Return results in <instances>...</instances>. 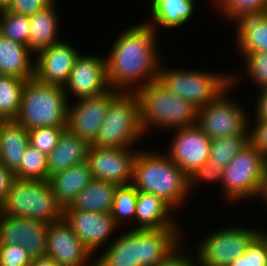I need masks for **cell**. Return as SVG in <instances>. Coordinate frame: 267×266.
<instances>
[{"mask_svg": "<svg viewBox=\"0 0 267 266\" xmlns=\"http://www.w3.org/2000/svg\"><path fill=\"white\" fill-rule=\"evenodd\" d=\"M156 31L150 25L141 23L119 35L106 58L111 89L135 92L157 80L161 62L155 47Z\"/></svg>", "mask_w": 267, "mask_h": 266, "instance_id": "6da1fadb", "label": "cell"}, {"mask_svg": "<svg viewBox=\"0 0 267 266\" xmlns=\"http://www.w3.org/2000/svg\"><path fill=\"white\" fill-rule=\"evenodd\" d=\"M178 231L131 229L108 245L95 260V266H156L179 250L181 233Z\"/></svg>", "mask_w": 267, "mask_h": 266, "instance_id": "7a4b0ae2", "label": "cell"}, {"mask_svg": "<svg viewBox=\"0 0 267 266\" xmlns=\"http://www.w3.org/2000/svg\"><path fill=\"white\" fill-rule=\"evenodd\" d=\"M137 191L161 197L173 210L188 198V175L167 155L139 151L131 183Z\"/></svg>", "mask_w": 267, "mask_h": 266, "instance_id": "3957f363", "label": "cell"}, {"mask_svg": "<svg viewBox=\"0 0 267 266\" xmlns=\"http://www.w3.org/2000/svg\"><path fill=\"white\" fill-rule=\"evenodd\" d=\"M67 96L63 86L29 79L24 85L20 111L15 120L28 131L41 127H67Z\"/></svg>", "mask_w": 267, "mask_h": 266, "instance_id": "277c9868", "label": "cell"}, {"mask_svg": "<svg viewBox=\"0 0 267 266\" xmlns=\"http://www.w3.org/2000/svg\"><path fill=\"white\" fill-rule=\"evenodd\" d=\"M139 102L141 130L152 125L163 128H183L197 123V108L168 89L158 80L135 91Z\"/></svg>", "mask_w": 267, "mask_h": 266, "instance_id": "5b68a950", "label": "cell"}, {"mask_svg": "<svg viewBox=\"0 0 267 266\" xmlns=\"http://www.w3.org/2000/svg\"><path fill=\"white\" fill-rule=\"evenodd\" d=\"M0 213L47 224L63 219V207L58 203L49 180L16 178L0 205Z\"/></svg>", "mask_w": 267, "mask_h": 266, "instance_id": "8992f818", "label": "cell"}, {"mask_svg": "<svg viewBox=\"0 0 267 266\" xmlns=\"http://www.w3.org/2000/svg\"><path fill=\"white\" fill-rule=\"evenodd\" d=\"M135 92H120L108 107L95 142L100 148H129L143 135Z\"/></svg>", "mask_w": 267, "mask_h": 266, "instance_id": "52a82bcc", "label": "cell"}, {"mask_svg": "<svg viewBox=\"0 0 267 266\" xmlns=\"http://www.w3.org/2000/svg\"><path fill=\"white\" fill-rule=\"evenodd\" d=\"M159 65L157 80L174 95L200 109L232 84V75L200 70L164 69Z\"/></svg>", "mask_w": 267, "mask_h": 266, "instance_id": "ba28073f", "label": "cell"}, {"mask_svg": "<svg viewBox=\"0 0 267 266\" xmlns=\"http://www.w3.org/2000/svg\"><path fill=\"white\" fill-rule=\"evenodd\" d=\"M267 159L249 141L224 168L222 189L230 201L258 197Z\"/></svg>", "mask_w": 267, "mask_h": 266, "instance_id": "9c48e42d", "label": "cell"}, {"mask_svg": "<svg viewBox=\"0 0 267 266\" xmlns=\"http://www.w3.org/2000/svg\"><path fill=\"white\" fill-rule=\"evenodd\" d=\"M237 78L232 76V84L216 99L203 108L197 110L196 125L212 140L231 135H249V119L239 105L227 97V90L236 83ZM236 80V81H235ZM239 105V106H238ZM245 112V113H244ZM248 120V121H247Z\"/></svg>", "mask_w": 267, "mask_h": 266, "instance_id": "30bf717a", "label": "cell"}, {"mask_svg": "<svg viewBox=\"0 0 267 266\" xmlns=\"http://www.w3.org/2000/svg\"><path fill=\"white\" fill-rule=\"evenodd\" d=\"M245 227H227L208 233L200 241L194 262L200 266H229L261 233Z\"/></svg>", "mask_w": 267, "mask_h": 266, "instance_id": "8fae6325", "label": "cell"}, {"mask_svg": "<svg viewBox=\"0 0 267 266\" xmlns=\"http://www.w3.org/2000/svg\"><path fill=\"white\" fill-rule=\"evenodd\" d=\"M110 89L97 96L77 100V104L68 105L67 129L92 145L103 124L110 102L119 94Z\"/></svg>", "mask_w": 267, "mask_h": 266, "instance_id": "7c38bea8", "label": "cell"}, {"mask_svg": "<svg viewBox=\"0 0 267 266\" xmlns=\"http://www.w3.org/2000/svg\"><path fill=\"white\" fill-rule=\"evenodd\" d=\"M129 148H100L90 145L87 162L94 180L110 182L118 186L130 185L133 165L138 154Z\"/></svg>", "mask_w": 267, "mask_h": 266, "instance_id": "4fadbf2b", "label": "cell"}, {"mask_svg": "<svg viewBox=\"0 0 267 266\" xmlns=\"http://www.w3.org/2000/svg\"><path fill=\"white\" fill-rule=\"evenodd\" d=\"M49 224L0 213V245L21 244L31 259L46 255Z\"/></svg>", "mask_w": 267, "mask_h": 266, "instance_id": "5bb4252c", "label": "cell"}, {"mask_svg": "<svg viewBox=\"0 0 267 266\" xmlns=\"http://www.w3.org/2000/svg\"><path fill=\"white\" fill-rule=\"evenodd\" d=\"M46 255L59 266H87L93 256L64 219L49 224ZM88 266H95V261Z\"/></svg>", "mask_w": 267, "mask_h": 266, "instance_id": "9a60e30c", "label": "cell"}, {"mask_svg": "<svg viewBox=\"0 0 267 266\" xmlns=\"http://www.w3.org/2000/svg\"><path fill=\"white\" fill-rule=\"evenodd\" d=\"M176 130L166 155L189 175L208 160L211 139L196 124Z\"/></svg>", "mask_w": 267, "mask_h": 266, "instance_id": "2e32d148", "label": "cell"}, {"mask_svg": "<svg viewBox=\"0 0 267 266\" xmlns=\"http://www.w3.org/2000/svg\"><path fill=\"white\" fill-rule=\"evenodd\" d=\"M63 87L65 92L70 90L77 100L97 96L110 90L106 58L79 55Z\"/></svg>", "mask_w": 267, "mask_h": 266, "instance_id": "e0dca14e", "label": "cell"}, {"mask_svg": "<svg viewBox=\"0 0 267 266\" xmlns=\"http://www.w3.org/2000/svg\"><path fill=\"white\" fill-rule=\"evenodd\" d=\"M63 219L92 255L117 228L108 213L63 210Z\"/></svg>", "mask_w": 267, "mask_h": 266, "instance_id": "ac0fdd59", "label": "cell"}, {"mask_svg": "<svg viewBox=\"0 0 267 266\" xmlns=\"http://www.w3.org/2000/svg\"><path fill=\"white\" fill-rule=\"evenodd\" d=\"M34 78L42 83L64 86L79 53L66 42H59L37 53Z\"/></svg>", "mask_w": 267, "mask_h": 266, "instance_id": "d6986e66", "label": "cell"}, {"mask_svg": "<svg viewBox=\"0 0 267 266\" xmlns=\"http://www.w3.org/2000/svg\"><path fill=\"white\" fill-rule=\"evenodd\" d=\"M172 209L161 197L138 191L135 219L139 225L134 230L178 229L176 222L170 218Z\"/></svg>", "mask_w": 267, "mask_h": 266, "instance_id": "ffe728a7", "label": "cell"}, {"mask_svg": "<svg viewBox=\"0 0 267 266\" xmlns=\"http://www.w3.org/2000/svg\"><path fill=\"white\" fill-rule=\"evenodd\" d=\"M90 145L70 132H62L56 147L48 155V180L55 173L87 161Z\"/></svg>", "mask_w": 267, "mask_h": 266, "instance_id": "44dd1931", "label": "cell"}, {"mask_svg": "<svg viewBox=\"0 0 267 266\" xmlns=\"http://www.w3.org/2000/svg\"><path fill=\"white\" fill-rule=\"evenodd\" d=\"M93 180L89 163L86 161L55 173L49 182L58 203L65 208L70 206L77 195Z\"/></svg>", "mask_w": 267, "mask_h": 266, "instance_id": "7402d4cb", "label": "cell"}, {"mask_svg": "<svg viewBox=\"0 0 267 266\" xmlns=\"http://www.w3.org/2000/svg\"><path fill=\"white\" fill-rule=\"evenodd\" d=\"M29 144V131L16 120H0V162L15 173Z\"/></svg>", "mask_w": 267, "mask_h": 266, "instance_id": "603a6c76", "label": "cell"}, {"mask_svg": "<svg viewBox=\"0 0 267 266\" xmlns=\"http://www.w3.org/2000/svg\"><path fill=\"white\" fill-rule=\"evenodd\" d=\"M28 46L0 35V75L29 80L34 78V63Z\"/></svg>", "mask_w": 267, "mask_h": 266, "instance_id": "cb8c5ba5", "label": "cell"}, {"mask_svg": "<svg viewBox=\"0 0 267 266\" xmlns=\"http://www.w3.org/2000/svg\"><path fill=\"white\" fill-rule=\"evenodd\" d=\"M54 0L46 8L29 16L30 19V36L28 47L31 52H38L51 47L61 41L56 37L58 34V17Z\"/></svg>", "mask_w": 267, "mask_h": 266, "instance_id": "d4e9b609", "label": "cell"}, {"mask_svg": "<svg viewBox=\"0 0 267 266\" xmlns=\"http://www.w3.org/2000/svg\"><path fill=\"white\" fill-rule=\"evenodd\" d=\"M118 185L101 180L91 181L63 210H78L110 214Z\"/></svg>", "mask_w": 267, "mask_h": 266, "instance_id": "484cf974", "label": "cell"}, {"mask_svg": "<svg viewBox=\"0 0 267 266\" xmlns=\"http://www.w3.org/2000/svg\"><path fill=\"white\" fill-rule=\"evenodd\" d=\"M236 23L237 47L243 57L256 51L267 52V13L246 16Z\"/></svg>", "mask_w": 267, "mask_h": 266, "instance_id": "4316f807", "label": "cell"}, {"mask_svg": "<svg viewBox=\"0 0 267 266\" xmlns=\"http://www.w3.org/2000/svg\"><path fill=\"white\" fill-rule=\"evenodd\" d=\"M194 9L193 0H152V20L156 25L146 22L154 30L157 26L175 28L187 22Z\"/></svg>", "mask_w": 267, "mask_h": 266, "instance_id": "83f0119b", "label": "cell"}, {"mask_svg": "<svg viewBox=\"0 0 267 266\" xmlns=\"http://www.w3.org/2000/svg\"><path fill=\"white\" fill-rule=\"evenodd\" d=\"M249 142V135H231L211 140L206 164L223 174L224 168Z\"/></svg>", "mask_w": 267, "mask_h": 266, "instance_id": "f1b7e54d", "label": "cell"}, {"mask_svg": "<svg viewBox=\"0 0 267 266\" xmlns=\"http://www.w3.org/2000/svg\"><path fill=\"white\" fill-rule=\"evenodd\" d=\"M26 81L18 77L0 75V120L17 118Z\"/></svg>", "mask_w": 267, "mask_h": 266, "instance_id": "f546056e", "label": "cell"}, {"mask_svg": "<svg viewBox=\"0 0 267 266\" xmlns=\"http://www.w3.org/2000/svg\"><path fill=\"white\" fill-rule=\"evenodd\" d=\"M15 178L29 180H48V156L28 144L23 153L20 168Z\"/></svg>", "mask_w": 267, "mask_h": 266, "instance_id": "4dcf8cb0", "label": "cell"}, {"mask_svg": "<svg viewBox=\"0 0 267 266\" xmlns=\"http://www.w3.org/2000/svg\"><path fill=\"white\" fill-rule=\"evenodd\" d=\"M0 35L28 46L30 36L29 16L0 9Z\"/></svg>", "mask_w": 267, "mask_h": 266, "instance_id": "1f68e13d", "label": "cell"}, {"mask_svg": "<svg viewBox=\"0 0 267 266\" xmlns=\"http://www.w3.org/2000/svg\"><path fill=\"white\" fill-rule=\"evenodd\" d=\"M217 4L221 14L234 21L267 13V0H219Z\"/></svg>", "mask_w": 267, "mask_h": 266, "instance_id": "d6a6232c", "label": "cell"}, {"mask_svg": "<svg viewBox=\"0 0 267 266\" xmlns=\"http://www.w3.org/2000/svg\"><path fill=\"white\" fill-rule=\"evenodd\" d=\"M137 194L138 191L132 184L117 187L110 213L117 226L124 218H135Z\"/></svg>", "mask_w": 267, "mask_h": 266, "instance_id": "836d02e7", "label": "cell"}, {"mask_svg": "<svg viewBox=\"0 0 267 266\" xmlns=\"http://www.w3.org/2000/svg\"><path fill=\"white\" fill-rule=\"evenodd\" d=\"M67 127H41L29 130V144L47 156L56 147Z\"/></svg>", "mask_w": 267, "mask_h": 266, "instance_id": "e575fe53", "label": "cell"}, {"mask_svg": "<svg viewBox=\"0 0 267 266\" xmlns=\"http://www.w3.org/2000/svg\"><path fill=\"white\" fill-rule=\"evenodd\" d=\"M249 78L259 89L267 87V52L256 51L244 56Z\"/></svg>", "mask_w": 267, "mask_h": 266, "instance_id": "d590c367", "label": "cell"}, {"mask_svg": "<svg viewBox=\"0 0 267 266\" xmlns=\"http://www.w3.org/2000/svg\"><path fill=\"white\" fill-rule=\"evenodd\" d=\"M31 260L21 244L0 245V266H29Z\"/></svg>", "mask_w": 267, "mask_h": 266, "instance_id": "8d00e7d4", "label": "cell"}, {"mask_svg": "<svg viewBox=\"0 0 267 266\" xmlns=\"http://www.w3.org/2000/svg\"><path fill=\"white\" fill-rule=\"evenodd\" d=\"M248 266H267V234L261 232L247 247Z\"/></svg>", "mask_w": 267, "mask_h": 266, "instance_id": "74e56055", "label": "cell"}, {"mask_svg": "<svg viewBox=\"0 0 267 266\" xmlns=\"http://www.w3.org/2000/svg\"><path fill=\"white\" fill-rule=\"evenodd\" d=\"M54 0H11L5 8L10 12L23 15H33L49 6Z\"/></svg>", "mask_w": 267, "mask_h": 266, "instance_id": "f35d334b", "label": "cell"}, {"mask_svg": "<svg viewBox=\"0 0 267 266\" xmlns=\"http://www.w3.org/2000/svg\"><path fill=\"white\" fill-rule=\"evenodd\" d=\"M254 129L249 128V141L267 159V120H256Z\"/></svg>", "mask_w": 267, "mask_h": 266, "instance_id": "ab89813d", "label": "cell"}, {"mask_svg": "<svg viewBox=\"0 0 267 266\" xmlns=\"http://www.w3.org/2000/svg\"><path fill=\"white\" fill-rule=\"evenodd\" d=\"M200 180H219L221 182L222 173L216 171L215 168L209 167L206 163L196 168L192 173L188 175V188L190 193L191 189L193 188V184L195 186V183H198Z\"/></svg>", "mask_w": 267, "mask_h": 266, "instance_id": "60d3db41", "label": "cell"}, {"mask_svg": "<svg viewBox=\"0 0 267 266\" xmlns=\"http://www.w3.org/2000/svg\"><path fill=\"white\" fill-rule=\"evenodd\" d=\"M15 179L14 173L0 162V205L6 199Z\"/></svg>", "mask_w": 267, "mask_h": 266, "instance_id": "b9f144b4", "label": "cell"}, {"mask_svg": "<svg viewBox=\"0 0 267 266\" xmlns=\"http://www.w3.org/2000/svg\"><path fill=\"white\" fill-rule=\"evenodd\" d=\"M197 263L194 262V259L188 256L183 255L181 252L176 251L171 255L166 261H163L156 266H196Z\"/></svg>", "mask_w": 267, "mask_h": 266, "instance_id": "7bdbcfd3", "label": "cell"}, {"mask_svg": "<svg viewBox=\"0 0 267 266\" xmlns=\"http://www.w3.org/2000/svg\"><path fill=\"white\" fill-rule=\"evenodd\" d=\"M260 91L255 107V120H267V87Z\"/></svg>", "mask_w": 267, "mask_h": 266, "instance_id": "ee69618b", "label": "cell"}, {"mask_svg": "<svg viewBox=\"0 0 267 266\" xmlns=\"http://www.w3.org/2000/svg\"><path fill=\"white\" fill-rule=\"evenodd\" d=\"M29 266H59L51 257L45 255L31 260Z\"/></svg>", "mask_w": 267, "mask_h": 266, "instance_id": "f6af8a7d", "label": "cell"}, {"mask_svg": "<svg viewBox=\"0 0 267 266\" xmlns=\"http://www.w3.org/2000/svg\"><path fill=\"white\" fill-rule=\"evenodd\" d=\"M258 195L261 196V198L263 197L264 201L267 204V169L261 180V185H260V190H259Z\"/></svg>", "mask_w": 267, "mask_h": 266, "instance_id": "bcb514c9", "label": "cell"}, {"mask_svg": "<svg viewBox=\"0 0 267 266\" xmlns=\"http://www.w3.org/2000/svg\"><path fill=\"white\" fill-rule=\"evenodd\" d=\"M229 266H248L246 258V250L242 255L233 260Z\"/></svg>", "mask_w": 267, "mask_h": 266, "instance_id": "7dc6e473", "label": "cell"}, {"mask_svg": "<svg viewBox=\"0 0 267 266\" xmlns=\"http://www.w3.org/2000/svg\"><path fill=\"white\" fill-rule=\"evenodd\" d=\"M11 0H0V9L6 8Z\"/></svg>", "mask_w": 267, "mask_h": 266, "instance_id": "c3c4849f", "label": "cell"}]
</instances>
